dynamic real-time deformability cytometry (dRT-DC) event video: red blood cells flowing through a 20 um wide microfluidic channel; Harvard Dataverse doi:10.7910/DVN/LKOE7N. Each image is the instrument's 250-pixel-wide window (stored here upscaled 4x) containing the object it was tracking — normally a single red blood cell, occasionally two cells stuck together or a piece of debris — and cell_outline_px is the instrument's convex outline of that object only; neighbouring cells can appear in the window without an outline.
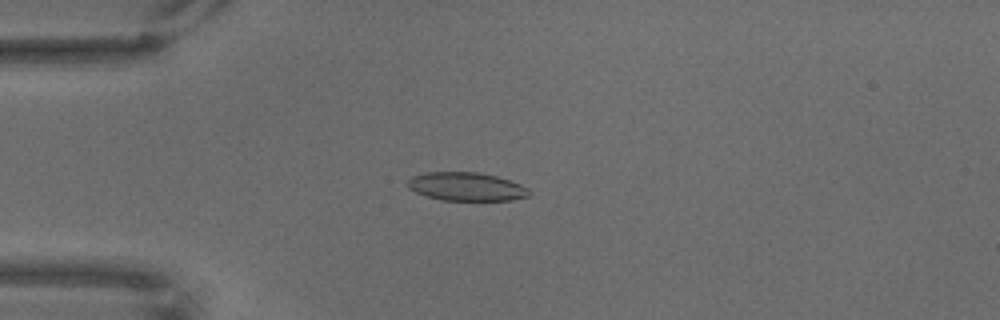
{"species": "common noctule bat (a hibernating species)", "species_latin": "Nyctalus noctula", "temperature_condition": "warm", "stored_images_in_passage": 68, "camera_frame_rate_fps": 3000, "um_per_image_px": 0.085, "animal": {"sex": "male", "body_mass_g": 18.8}, "frame": {"image": 1, "passage_image": 18, "time_ms": 5.667, "image_size_px": [1000, 320], "cell_outline_px": [[532, 192], [528, 196], [512, 200], [440, 200], [416, 192], [408, 188], [408, 180], [412, 176], [424, 172], [480, 172], [496, 176], [520, 184], [528, 188]], "centroid_in_image_um": [39.64, 15.86], "position_along_channel_um": 45.4, "area_um2": 20.11}}
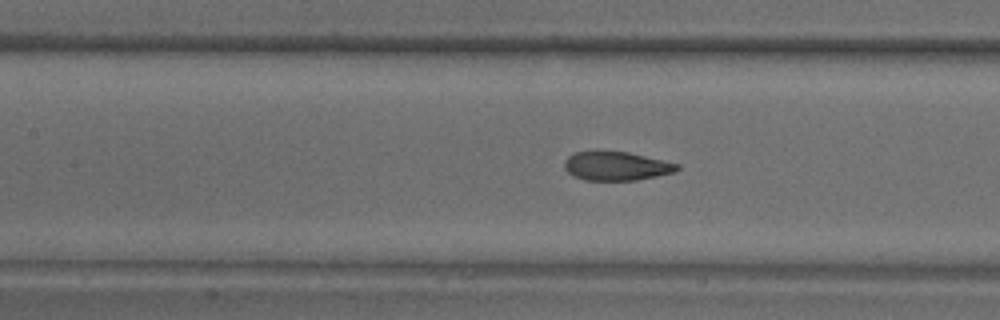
{"frame": {"image": 2, "passage_image": 31, "time_ms": 10.0, "image_size_px": [1000, 320], "cell_outline_px": [[680, 168], [676, 172], [636, 180], [584, 180], [572, 176], [564, 168], [564, 160], [568, 156], [576, 152], [628, 152], [680, 164]], "centroid_in_image_um": [52.39, 14.13], "position_along_channel_um": 155.0, "area_um2": 18.84}}
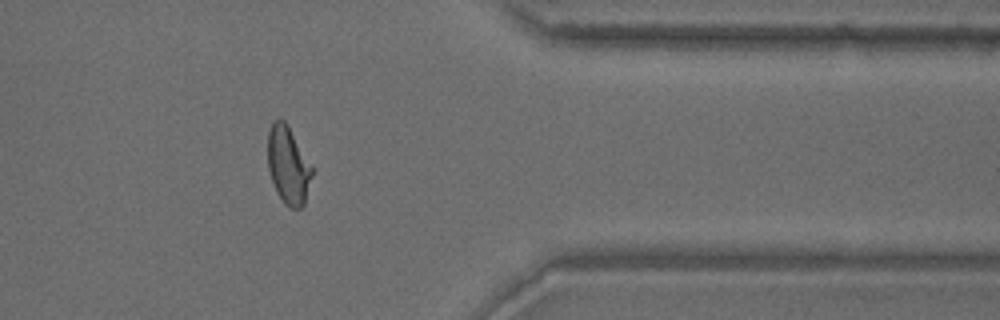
{"frame": {"image": 3, "passage_image": 56, "time_ms": 18.333, "image_size_px": [1000, 320], "cell_outline_px": [[312, 176], [304, 204], [300, 208], [288, 208], [284, 204], [276, 192], [268, 168], [268, 132], [272, 120], [280, 116], [288, 124], [312, 168]], "centroid_in_image_um": [24.47, 14.02], "position_along_channel_um": 386.9, "area_um2": 20.06}}